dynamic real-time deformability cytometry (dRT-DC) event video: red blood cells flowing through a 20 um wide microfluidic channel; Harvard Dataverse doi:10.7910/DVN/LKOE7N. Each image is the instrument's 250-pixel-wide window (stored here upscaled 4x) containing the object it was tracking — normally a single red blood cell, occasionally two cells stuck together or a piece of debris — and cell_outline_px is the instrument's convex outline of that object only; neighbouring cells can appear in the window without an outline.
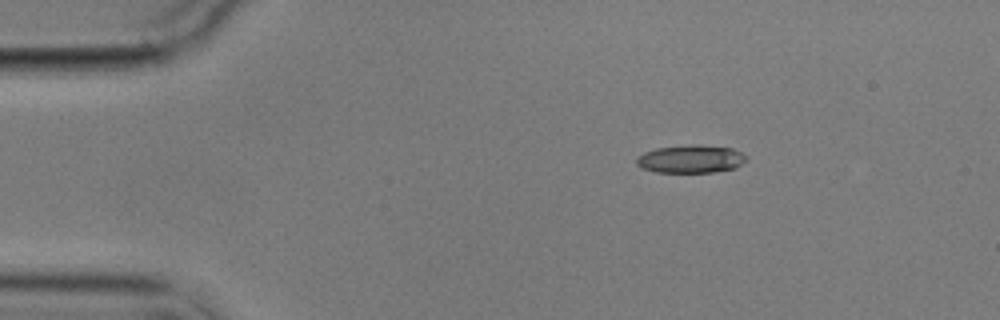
{"species": "common noctule bat (a hibernating species)", "species_latin": "Nyctalus noctula", "temperature_condition": "cold", "stored_images_in_passage": 2, "camera_frame_rate_fps": 3000, "um_per_image_px": 0.085, "animal": {"sex": "male", "body_mass_g": 17.9}, "frame": {"image": 1, "passage_image": 1, "time_ms": 0.0, "image_size_px": [1000, 320], "cell_outline_px": [[748, 160], [736, 168], [712, 172], [656, 172], [640, 168], [636, 164], [636, 156], [644, 152], [656, 148], [692, 144], [696, 144], [732, 148], [748, 156]], "centroid_in_image_um": [58.71, 13.51], "position_along_channel_um": 26.3, "area_um2": 18.15}}